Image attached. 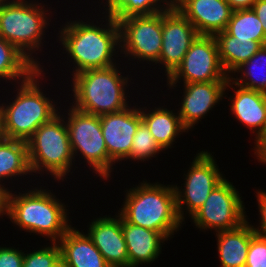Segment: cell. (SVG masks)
<instances>
[{"label": "cell", "mask_w": 266, "mask_h": 267, "mask_svg": "<svg viewBox=\"0 0 266 267\" xmlns=\"http://www.w3.org/2000/svg\"><path fill=\"white\" fill-rule=\"evenodd\" d=\"M105 19V28L102 23L98 26V21L95 25L76 20L66 22L60 29L59 41L75 66L71 75L117 65L112 56L120 50V27L113 17Z\"/></svg>", "instance_id": "cell-1"}, {"label": "cell", "mask_w": 266, "mask_h": 267, "mask_svg": "<svg viewBox=\"0 0 266 267\" xmlns=\"http://www.w3.org/2000/svg\"><path fill=\"white\" fill-rule=\"evenodd\" d=\"M16 195L10 190L5 193L4 214L10 221L26 232L45 236L52 242L72 227L68 210L50 190L36 188Z\"/></svg>", "instance_id": "cell-2"}, {"label": "cell", "mask_w": 266, "mask_h": 267, "mask_svg": "<svg viewBox=\"0 0 266 267\" xmlns=\"http://www.w3.org/2000/svg\"><path fill=\"white\" fill-rule=\"evenodd\" d=\"M126 191L119 214L128 223L163 233L167 238L181 229L183 221L178 215L173 185L143 180Z\"/></svg>", "instance_id": "cell-3"}, {"label": "cell", "mask_w": 266, "mask_h": 267, "mask_svg": "<svg viewBox=\"0 0 266 267\" xmlns=\"http://www.w3.org/2000/svg\"><path fill=\"white\" fill-rule=\"evenodd\" d=\"M42 69L43 66L19 83L16 98L12 103H5V106L3 103L0 104L3 138L26 142L40 125L49 122L60 113L56 104L46 97L39 87V79L43 77L41 74L44 75Z\"/></svg>", "instance_id": "cell-4"}, {"label": "cell", "mask_w": 266, "mask_h": 267, "mask_svg": "<svg viewBox=\"0 0 266 267\" xmlns=\"http://www.w3.org/2000/svg\"><path fill=\"white\" fill-rule=\"evenodd\" d=\"M117 67L90 69L73 75L71 87L75 103L72 106L98 116L129 107L125 95L129 77H123Z\"/></svg>", "instance_id": "cell-5"}, {"label": "cell", "mask_w": 266, "mask_h": 267, "mask_svg": "<svg viewBox=\"0 0 266 267\" xmlns=\"http://www.w3.org/2000/svg\"><path fill=\"white\" fill-rule=\"evenodd\" d=\"M41 4L12 0L0 7V37L16 47L38 69L42 65L32 54L41 48L44 29L50 24L48 10Z\"/></svg>", "instance_id": "cell-6"}, {"label": "cell", "mask_w": 266, "mask_h": 267, "mask_svg": "<svg viewBox=\"0 0 266 267\" xmlns=\"http://www.w3.org/2000/svg\"><path fill=\"white\" fill-rule=\"evenodd\" d=\"M65 115H56L40 125L26 141L31 172L46 171L56 180H64L74 162ZM45 169V170H44ZM49 172V173H47Z\"/></svg>", "instance_id": "cell-7"}, {"label": "cell", "mask_w": 266, "mask_h": 267, "mask_svg": "<svg viewBox=\"0 0 266 267\" xmlns=\"http://www.w3.org/2000/svg\"><path fill=\"white\" fill-rule=\"evenodd\" d=\"M68 109L66 126L73 157L80 152L89 167L107 180L115 164L108 156L107 147L102 134L100 116L88 114L75 109Z\"/></svg>", "instance_id": "cell-8"}, {"label": "cell", "mask_w": 266, "mask_h": 267, "mask_svg": "<svg viewBox=\"0 0 266 267\" xmlns=\"http://www.w3.org/2000/svg\"><path fill=\"white\" fill-rule=\"evenodd\" d=\"M239 192L226 178L210 193L204 204L191 216L196 227L217 232L238 228L247 221Z\"/></svg>", "instance_id": "cell-9"}, {"label": "cell", "mask_w": 266, "mask_h": 267, "mask_svg": "<svg viewBox=\"0 0 266 267\" xmlns=\"http://www.w3.org/2000/svg\"><path fill=\"white\" fill-rule=\"evenodd\" d=\"M120 53L124 57L157 65L162 49V11L153 15L131 16L118 21Z\"/></svg>", "instance_id": "cell-10"}, {"label": "cell", "mask_w": 266, "mask_h": 267, "mask_svg": "<svg viewBox=\"0 0 266 267\" xmlns=\"http://www.w3.org/2000/svg\"><path fill=\"white\" fill-rule=\"evenodd\" d=\"M167 85L175 89L182 80L184 84L193 82L228 81L218 53L214 36L199 35L191 44L181 64L168 77ZM174 86V87H173Z\"/></svg>", "instance_id": "cell-11"}, {"label": "cell", "mask_w": 266, "mask_h": 267, "mask_svg": "<svg viewBox=\"0 0 266 267\" xmlns=\"http://www.w3.org/2000/svg\"><path fill=\"white\" fill-rule=\"evenodd\" d=\"M221 173L210 152L202 150L196 154L187 174H184V188L180 190L181 187L173 185L177 211L182 221L185 219L184 210L191 217L204 204L211 191L225 179Z\"/></svg>", "instance_id": "cell-12"}, {"label": "cell", "mask_w": 266, "mask_h": 267, "mask_svg": "<svg viewBox=\"0 0 266 267\" xmlns=\"http://www.w3.org/2000/svg\"><path fill=\"white\" fill-rule=\"evenodd\" d=\"M199 36L191 22L172 4L162 11V49L159 61L167 78L181 64L191 44Z\"/></svg>", "instance_id": "cell-13"}, {"label": "cell", "mask_w": 266, "mask_h": 267, "mask_svg": "<svg viewBox=\"0 0 266 267\" xmlns=\"http://www.w3.org/2000/svg\"><path fill=\"white\" fill-rule=\"evenodd\" d=\"M142 121L140 107L100 115L102 134L109 158L117 163L131 153L132 139Z\"/></svg>", "instance_id": "cell-14"}, {"label": "cell", "mask_w": 266, "mask_h": 267, "mask_svg": "<svg viewBox=\"0 0 266 267\" xmlns=\"http://www.w3.org/2000/svg\"><path fill=\"white\" fill-rule=\"evenodd\" d=\"M228 81L193 82L183 84L184 95L178 111L182 125L191 130L222 100ZM227 88V89H226Z\"/></svg>", "instance_id": "cell-15"}, {"label": "cell", "mask_w": 266, "mask_h": 267, "mask_svg": "<svg viewBox=\"0 0 266 267\" xmlns=\"http://www.w3.org/2000/svg\"><path fill=\"white\" fill-rule=\"evenodd\" d=\"M172 5L206 36L225 31L234 11L226 0H176Z\"/></svg>", "instance_id": "cell-16"}, {"label": "cell", "mask_w": 266, "mask_h": 267, "mask_svg": "<svg viewBox=\"0 0 266 267\" xmlns=\"http://www.w3.org/2000/svg\"><path fill=\"white\" fill-rule=\"evenodd\" d=\"M87 235L110 267H128L127 245L122 232V216L99 217L89 225Z\"/></svg>", "instance_id": "cell-17"}, {"label": "cell", "mask_w": 266, "mask_h": 267, "mask_svg": "<svg viewBox=\"0 0 266 267\" xmlns=\"http://www.w3.org/2000/svg\"><path fill=\"white\" fill-rule=\"evenodd\" d=\"M122 232L127 245L128 267L154 262L161 254V245L168 240L163 233L133 225L123 217Z\"/></svg>", "instance_id": "cell-18"}, {"label": "cell", "mask_w": 266, "mask_h": 267, "mask_svg": "<svg viewBox=\"0 0 266 267\" xmlns=\"http://www.w3.org/2000/svg\"><path fill=\"white\" fill-rule=\"evenodd\" d=\"M233 85L238 89L232 87ZM226 87L235 89L234 99L229 98L232 101L230 110L234 118L253 130L252 133L257 139L266 127V94L238 86L230 79Z\"/></svg>", "instance_id": "cell-19"}, {"label": "cell", "mask_w": 266, "mask_h": 267, "mask_svg": "<svg viewBox=\"0 0 266 267\" xmlns=\"http://www.w3.org/2000/svg\"><path fill=\"white\" fill-rule=\"evenodd\" d=\"M58 244L63 267H110L87 233L71 227Z\"/></svg>", "instance_id": "cell-20"}, {"label": "cell", "mask_w": 266, "mask_h": 267, "mask_svg": "<svg viewBox=\"0 0 266 267\" xmlns=\"http://www.w3.org/2000/svg\"><path fill=\"white\" fill-rule=\"evenodd\" d=\"M255 235L248 221L238 228L216 233L221 267H245L251 238Z\"/></svg>", "instance_id": "cell-21"}, {"label": "cell", "mask_w": 266, "mask_h": 267, "mask_svg": "<svg viewBox=\"0 0 266 267\" xmlns=\"http://www.w3.org/2000/svg\"><path fill=\"white\" fill-rule=\"evenodd\" d=\"M145 108H140L142 121L162 150L171 148L178 135L188 132L182 125L178 112L174 113V110H168L162 106V108L155 107L152 112L149 110L148 113Z\"/></svg>", "instance_id": "cell-22"}, {"label": "cell", "mask_w": 266, "mask_h": 267, "mask_svg": "<svg viewBox=\"0 0 266 267\" xmlns=\"http://www.w3.org/2000/svg\"><path fill=\"white\" fill-rule=\"evenodd\" d=\"M214 37L217 42L221 65L229 77L263 46L259 41L237 39L226 31L219 32Z\"/></svg>", "instance_id": "cell-23"}, {"label": "cell", "mask_w": 266, "mask_h": 267, "mask_svg": "<svg viewBox=\"0 0 266 267\" xmlns=\"http://www.w3.org/2000/svg\"><path fill=\"white\" fill-rule=\"evenodd\" d=\"M32 174L29 160L27 143L21 140L2 138L0 140V189L5 193L9 188L1 184V181L18 175L25 176Z\"/></svg>", "instance_id": "cell-24"}, {"label": "cell", "mask_w": 266, "mask_h": 267, "mask_svg": "<svg viewBox=\"0 0 266 267\" xmlns=\"http://www.w3.org/2000/svg\"><path fill=\"white\" fill-rule=\"evenodd\" d=\"M38 68L16 47L0 37V78L20 82L28 79ZM22 78V79H21ZM19 79V80H18Z\"/></svg>", "instance_id": "cell-25"}, {"label": "cell", "mask_w": 266, "mask_h": 267, "mask_svg": "<svg viewBox=\"0 0 266 267\" xmlns=\"http://www.w3.org/2000/svg\"><path fill=\"white\" fill-rule=\"evenodd\" d=\"M266 45L262 46L248 61L235 71L241 76L229 77L232 82L246 89L256 90L266 94ZM257 71V72H256ZM261 71V72H260ZM262 73V74H261ZM244 78V79H243Z\"/></svg>", "instance_id": "cell-26"}, {"label": "cell", "mask_w": 266, "mask_h": 267, "mask_svg": "<svg viewBox=\"0 0 266 267\" xmlns=\"http://www.w3.org/2000/svg\"><path fill=\"white\" fill-rule=\"evenodd\" d=\"M225 31L237 39H250L266 45L264 28L252 8L234 10Z\"/></svg>", "instance_id": "cell-27"}, {"label": "cell", "mask_w": 266, "mask_h": 267, "mask_svg": "<svg viewBox=\"0 0 266 267\" xmlns=\"http://www.w3.org/2000/svg\"><path fill=\"white\" fill-rule=\"evenodd\" d=\"M106 2L104 7L107 8L104 9L107 16L113 17L117 22L131 16L153 15L164 11L170 5L167 0H107Z\"/></svg>", "instance_id": "cell-28"}, {"label": "cell", "mask_w": 266, "mask_h": 267, "mask_svg": "<svg viewBox=\"0 0 266 267\" xmlns=\"http://www.w3.org/2000/svg\"><path fill=\"white\" fill-rule=\"evenodd\" d=\"M132 141L131 153L126 158L127 160L134 159L135 162L136 160H143L144 162L151 159V157L158 155L159 152H163L143 121L140 122Z\"/></svg>", "instance_id": "cell-29"}, {"label": "cell", "mask_w": 266, "mask_h": 267, "mask_svg": "<svg viewBox=\"0 0 266 267\" xmlns=\"http://www.w3.org/2000/svg\"><path fill=\"white\" fill-rule=\"evenodd\" d=\"M61 265V250L58 242H52L39 250L24 253L23 267H59Z\"/></svg>", "instance_id": "cell-30"}, {"label": "cell", "mask_w": 266, "mask_h": 267, "mask_svg": "<svg viewBox=\"0 0 266 267\" xmlns=\"http://www.w3.org/2000/svg\"><path fill=\"white\" fill-rule=\"evenodd\" d=\"M245 267H266V238L257 234L251 238Z\"/></svg>", "instance_id": "cell-31"}, {"label": "cell", "mask_w": 266, "mask_h": 267, "mask_svg": "<svg viewBox=\"0 0 266 267\" xmlns=\"http://www.w3.org/2000/svg\"><path fill=\"white\" fill-rule=\"evenodd\" d=\"M24 252L14 247H0V267H23Z\"/></svg>", "instance_id": "cell-32"}, {"label": "cell", "mask_w": 266, "mask_h": 267, "mask_svg": "<svg viewBox=\"0 0 266 267\" xmlns=\"http://www.w3.org/2000/svg\"><path fill=\"white\" fill-rule=\"evenodd\" d=\"M257 193V201H258V210L260 213V220H259V227H254L253 230L255 234L266 238V192L265 191H258Z\"/></svg>", "instance_id": "cell-33"}, {"label": "cell", "mask_w": 266, "mask_h": 267, "mask_svg": "<svg viewBox=\"0 0 266 267\" xmlns=\"http://www.w3.org/2000/svg\"><path fill=\"white\" fill-rule=\"evenodd\" d=\"M254 155L259 162L266 164V127L260 136L255 139Z\"/></svg>", "instance_id": "cell-34"}, {"label": "cell", "mask_w": 266, "mask_h": 267, "mask_svg": "<svg viewBox=\"0 0 266 267\" xmlns=\"http://www.w3.org/2000/svg\"><path fill=\"white\" fill-rule=\"evenodd\" d=\"M252 9L261 21L266 36V0H257Z\"/></svg>", "instance_id": "cell-35"}, {"label": "cell", "mask_w": 266, "mask_h": 267, "mask_svg": "<svg viewBox=\"0 0 266 267\" xmlns=\"http://www.w3.org/2000/svg\"><path fill=\"white\" fill-rule=\"evenodd\" d=\"M257 0H226L233 10L251 9Z\"/></svg>", "instance_id": "cell-36"}, {"label": "cell", "mask_w": 266, "mask_h": 267, "mask_svg": "<svg viewBox=\"0 0 266 267\" xmlns=\"http://www.w3.org/2000/svg\"><path fill=\"white\" fill-rule=\"evenodd\" d=\"M4 206H5V192L2 189H0V216L5 215Z\"/></svg>", "instance_id": "cell-37"}, {"label": "cell", "mask_w": 266, "mask_h": 267, "mask_svg": "<svg viewBox=\"0 0 266 267\" xmlns=\"http://www.w3.org/2000/svg\"><path fill=\"white\" fill-rule=\"evenodd\" d=\"M10 1V0H9ZM8 0H0V7L4 5L5 3L9 2Z\"/></svg>", "instance_id": "cell-38"}, {"label": "cell", "mask_w": 266, "mask_h": 267, "mask_svg": "<svg viewBox=\"0 0 266 267\" xmlns=\"http://www.w3.org/2000/svg\"><path fill=\"white\" fill-rule=\"evenodd\" d=\"M3 138V134H2V127H1V121H0V140Z\"/></svg>", "instance_id": "cell-39"}, {"label": "cell", "mask_w": 266, "mask_h": 267, "mask_svg": "<svg viewBox=\"0 0 266 267\" xmlns=\"http://www.w3.org/2000/svg\"><path fill=\"white\" fill-rule=\"evenodd\" d=\"M176 0H167L169 4H173Z\"/></svg>", "instance_id": "cell-40"}]
</instances>
